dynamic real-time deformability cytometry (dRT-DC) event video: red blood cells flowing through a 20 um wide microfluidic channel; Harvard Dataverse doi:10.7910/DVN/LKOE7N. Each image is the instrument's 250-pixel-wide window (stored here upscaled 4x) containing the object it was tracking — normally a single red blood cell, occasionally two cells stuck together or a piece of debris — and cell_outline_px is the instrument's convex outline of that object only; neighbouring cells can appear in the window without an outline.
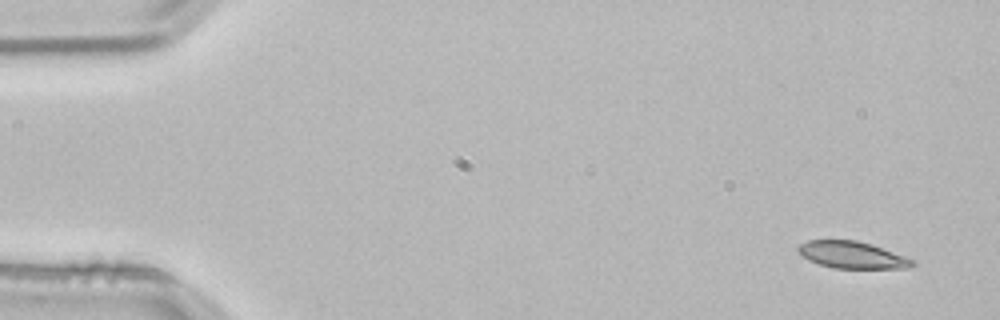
{"species": "common noctule bat (a hibernating species)", "species_latin": "Nyctalus noctula", "temperature_condition": "room temperature", "stored_images_in_passage": 3, "camera_frame_rate_fps": 3000, "um_per_image_px": 0.085, "animal": {"sex": "male", "body_mass_g": 21.5, "forearm_length_mm": 52.0}, "frame": {"image": 1, "passage_image": 1, "time_ms": 0.0, "image_size_px": [1000, 320], "cell_outline_px": [[916, 264], [908, 268], [832, 268], [808, 260], [800, 256], [796, 252], [796, 248], [800, 244], [808, 240], [856, 240], [916, 260]], "centroid_in_image_um": [72.37, 21.67], "position_along_channel_um": 12.6, "area_um2": 17.86}}
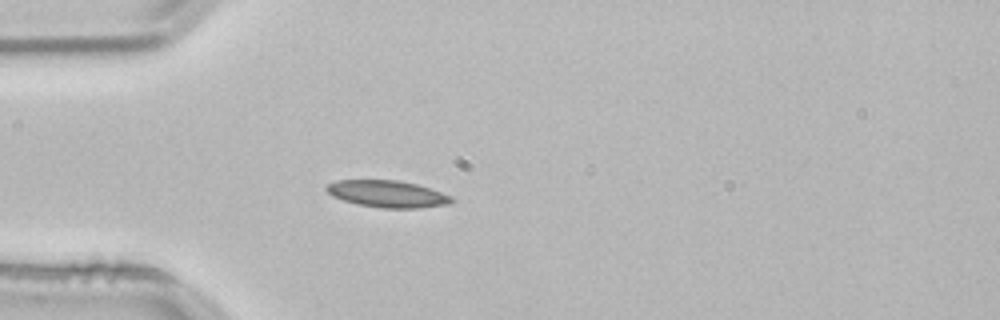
{"frame": {"image": 2, "passage_image": 3, "time_ms": 0.667, "image_size_px": [1000, 320], "cell_outline_px": [[456, 200], [452, 204], [420, 208], [380, 208], [356, 204], [332, 196], [324, 188], [328, 184], [336, 180], [400, 180], [416, 184], [452, 196]], "centroid_in_image_um": [32.95, 16.49], "position_along_channel_um": 52.0, "area_um2": 19.77}}